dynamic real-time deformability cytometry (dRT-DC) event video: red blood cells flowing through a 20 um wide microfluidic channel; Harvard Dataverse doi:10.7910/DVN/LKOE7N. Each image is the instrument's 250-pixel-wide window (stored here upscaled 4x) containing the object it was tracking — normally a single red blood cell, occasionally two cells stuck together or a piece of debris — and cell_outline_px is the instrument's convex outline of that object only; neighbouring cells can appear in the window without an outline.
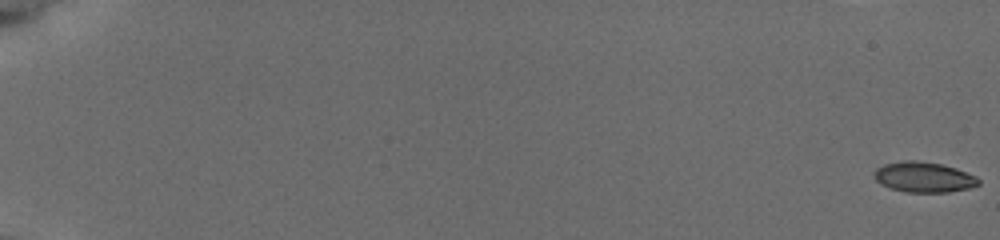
{"species": "common noctule bat (a hibernating species)", "species_latin": "Nyctalus noctula", "temperature_condition": "cold", "stored_images_in_passage": 91, "camera_frame_rate_fps": 3000, "um_per_image_px": 0.085, "animal": {"sex": "female", "body_mass_g": 19.5, "forearm_length_mm": 54.1}, "frame": {"image": 1, "passage_image": 1, "time_ms": 0.0, "image_size_px": [1000, 240], "cell_outline_px": [[980, 184], [968, 188], [948, 192], [904, 192], [880, 184], [872, 176], [872, 172], [876, 168], [884, 164], [904, 160], [920, 160], [940, 164], [956, 168], [976, 176], [980, 180]], "centroid_in_image_um": [78.49, 15.05], "position_along_channel_um": 6.5, "area_um2": 18.61}}
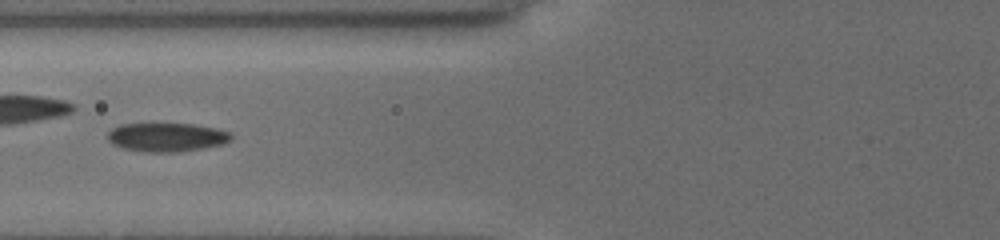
{"frame": {"image": 2, "passage_image": 43, "time_ms": 8.333, "image_size_px": [1000, 240], "cell_outline_px": [[232, 140], [224, 144], [204, 148], [180, 152], [148, 152], [124, 148], [112, 144], [108, 140], [108, 132], [112, 128], [120, 124], [196, 124], [216, 128], [232, 132]], "centroid_in_image_um": [14.22, 11.66], "position_along_channel_um": 111.6, "area_um2": 20.87}}
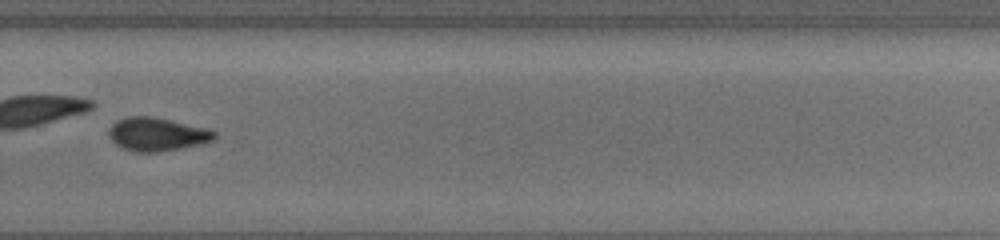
{"frame": {"image": 3, "passage_image": 82, "time_ms": 13.667, "image_size_px": [1000, 240], "cell_outline_px": [[216, 136], [212, 140], [200, 144], [180, 148], [156, 152], [136, 152], [120, 148], [112, 140], [108, 132], [112, 124], [116, 120], [128, 116], [152, 116], [208, 128], [216, 132]], "centroid_in_image_um": [13.33, 11.4], "position_along_channel_um": 316.5, "area_um2": 20.52}}